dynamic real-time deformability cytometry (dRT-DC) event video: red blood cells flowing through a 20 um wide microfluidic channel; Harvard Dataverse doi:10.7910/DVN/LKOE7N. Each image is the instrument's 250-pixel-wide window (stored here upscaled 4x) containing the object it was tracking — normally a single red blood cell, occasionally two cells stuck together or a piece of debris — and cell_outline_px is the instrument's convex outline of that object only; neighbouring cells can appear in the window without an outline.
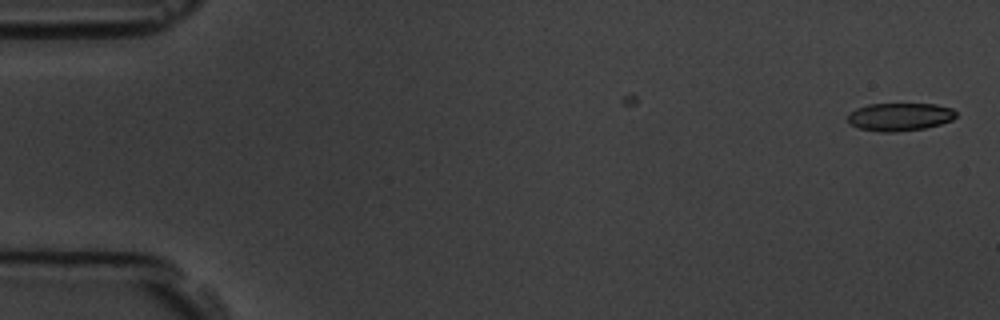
{"species": "common noctule bat (a hibernating species)", "species_latin": "Nyctalus noctula", "temperature_condition": "room temperature", "stored_images_in_passage": 3, "camera_frame_rate_fps": 3000, "um_per_image_px": 0.085, "animal": {"sex": "male", "body_mass_g": 19.5, "forearm_length_mm": 54.6}, "frame": {"image": 1, "passage_image": 1, "time_ms": 0.0, "image_size_px": [1000, 320], "cell_outline_px": [[956, 116], [952, 120], [940, 124], [924, 128], [896, 132], [880, 132], [860, 128], [848, 124], [848, 112], [856, 108], [868, 104], [936, 104], [952, 108], [956, 112]], "centroid_in_image_um": [76.45, 9.93], "position_along_channel_um": 8.5, "area_um2": 17.74}}